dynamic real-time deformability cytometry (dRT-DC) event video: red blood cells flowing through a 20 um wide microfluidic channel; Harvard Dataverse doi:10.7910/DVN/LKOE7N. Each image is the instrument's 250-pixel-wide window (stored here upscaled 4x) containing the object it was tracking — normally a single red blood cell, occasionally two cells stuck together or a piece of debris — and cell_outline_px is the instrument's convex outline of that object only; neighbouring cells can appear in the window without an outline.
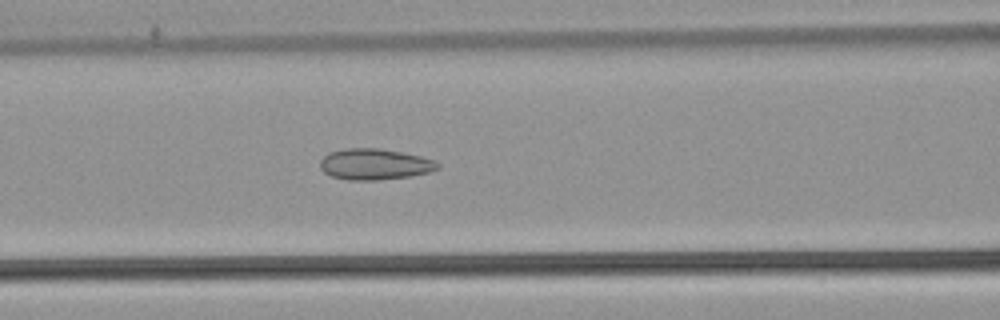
{"species": "common noctule bat (a hibernating species)", "species_latin": "Nyctalus noctula", "temperature_condition": "warm", "stored_images_in_passage": 38, "camera_frame_rate_fps": 3000, "um_per_image_px": 0.085, "animal": {"sex": "male", "body_mass_g": 21.5, "forearm_length_mm": 52.0}, "frame": {"image": 1, "passage_image": 12, "time_ms": 3.667, "image_size_px": [1000, 320], "cell_outline_px": [[440, 168], [428, 172], [412, 176], [376, 180], [348, 180], [332, 176], [324, 172], [320, 168], [320, 160], [328, 152], [344, 148], [376, 148], [400, 152], [420, 156], [432, 160], [440, 164]], "centroid_in_image_um": [31.82, 13.96], "position_along_channel_um": 134.8, "area_um2": 21.21}}
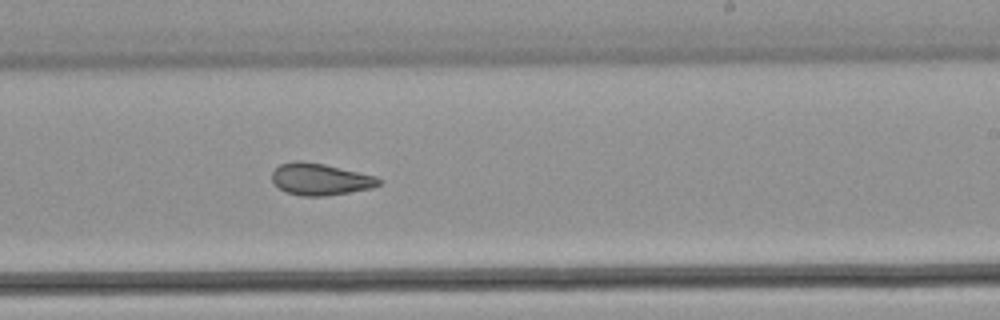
{"frame": {"image": 2, "passage_image": 22, "time_ms": 7.0, "image_size_px": [1000, 320], "cell_outline_px": [[384, 180], [380, 184], [372, 188], [328, 196], [300, 196], [288, 192], [280, 188], [272, 180], [272, 172], [280, 164], [296, 160], [300, 160], [324, 164], [376, 176]], "centroid_in_image_um": [27.25, 15.23], "position_along_channel_um": 261.8, "area_um2": 19.83}}
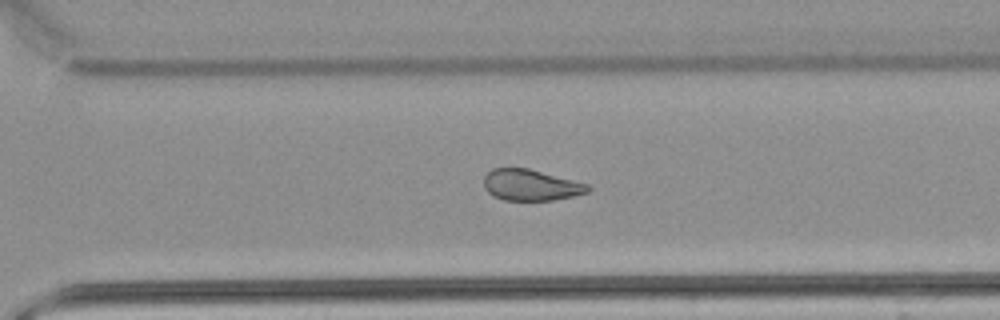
{"frame": {"image": 3, "passage_image": 27, "time_ms": 8.667, "image_size_px": [1000, 320], "cell_outline_px": [[592, 188], [588, 192], [572, 196], [552, 200], [504, 200], [492, 196], [484, 188], [484, 176], [492, 168], [528, 168], [588, 184]], "centroid_in_image_um": [45.09, 15.73], "position_along_channel_um": 325.5, "area_um2": 18.84}, "authors_computed_cell_mechanics": {"area_um2": 21.2126, "velocity_mm_per_s": 3.8195, "shape_relaxation_time_tau1_ms": null, "shape_relaxation_time_tau2_ms": 2.4688, "deformation_change_tau1": null, "deformation_change_tau2": 0.0679}}